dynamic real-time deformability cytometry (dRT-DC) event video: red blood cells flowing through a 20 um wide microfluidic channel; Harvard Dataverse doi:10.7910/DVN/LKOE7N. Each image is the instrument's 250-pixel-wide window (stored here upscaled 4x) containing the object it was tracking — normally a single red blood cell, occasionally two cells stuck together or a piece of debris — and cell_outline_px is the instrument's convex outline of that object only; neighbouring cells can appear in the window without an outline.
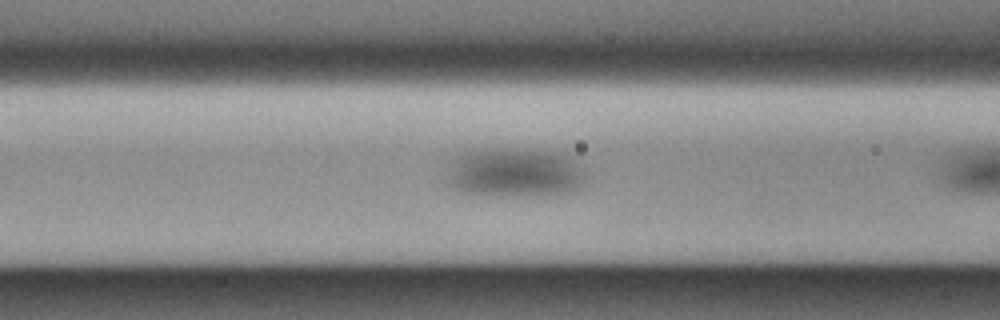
{"species": "Egyptian fruit bat (a non-hibernating species)", "species_latin": "Rousettus aegyptiacus", "temperature_condition": "cold", "stored_images_in_passage": 7, "camera_frame_rate_fps": 3000, "um_per_image_px": 0.085, "animal": {"sex": "male"}, "frame": {"image": 1, "passage_image": 5, "time_ms": 1.333, "image_size_px": [1000, 320], "cell_outline_px": [[584, 180], [572, 188], [560, 192], [464, 192], [452, 184], [452, 176], [460, 160], [464, 156], [472, 152], [504, 148], [552, 152], [564, 156], [572, 160], [584, 172]], "centroid_in_image_um": [43.87, 14.61], "position_along_channel_um": 122.7, "area_um2": 35.14}}